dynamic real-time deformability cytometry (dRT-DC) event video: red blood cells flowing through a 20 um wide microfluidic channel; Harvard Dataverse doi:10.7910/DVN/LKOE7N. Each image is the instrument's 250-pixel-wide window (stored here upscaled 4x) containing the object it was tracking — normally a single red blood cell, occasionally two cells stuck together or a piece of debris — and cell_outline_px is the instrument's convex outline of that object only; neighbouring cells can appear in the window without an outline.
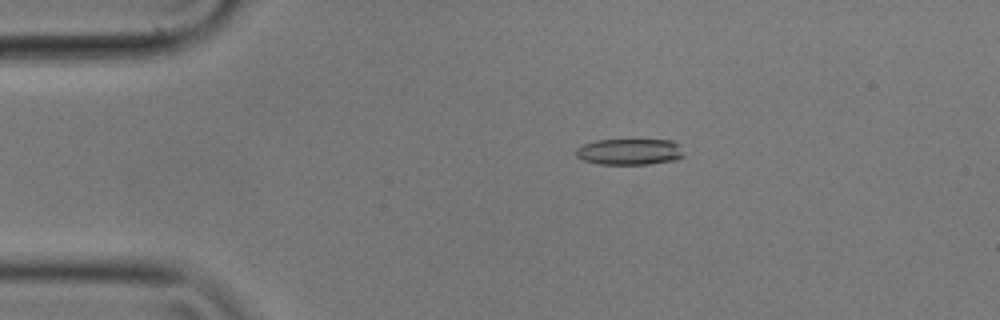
{"species": "common noctule bat (a hibernating species)", "species_latin": "Nyctalus noctula", "temperature_condition": "cold", "stored_images_in_passage": 47, "camera_frame_rate_fps": 3000, "um_per_image_px": 0.085, "animal": {"sex": "male", "body_mass_g": 17.9}, "frame": {"image": 1, "passage_image": 2, "time_ms": 0.333, "image_size_px": [1000, 320], "cell_outline_px": [[684, 156], [676, 160], [648, 164], [600, 164], [584, 160], [576, 156], [576, 148], [584, 144], [596, 140], [672, 140], [676, 144]], "centroid_in_image_um": [53.48, 12.9], "position_along_channel_um": 31.5, "area_um2": 16.24}}
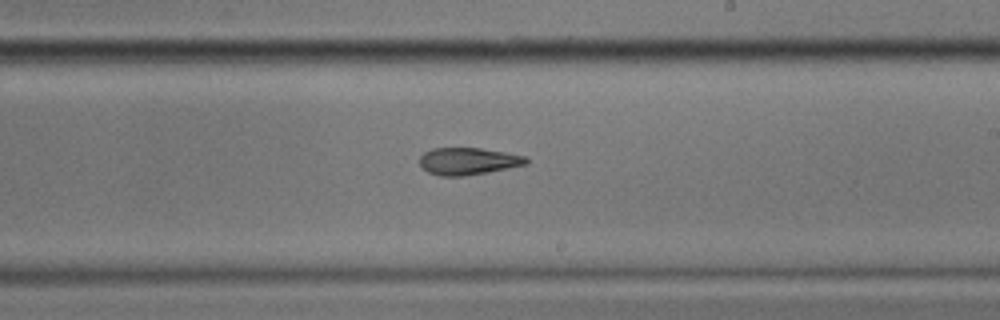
{"frame": {"image": 2, "passage_image": 24, "time_ms": 7.667, "image_size_px": [1000, 320], "cell_outline_px": [[528, 164], [488, 172], [464, 176], [440, 176], [428, 172], [420, 164], [420, 156], [424, 152], [432, 148], [480, 148], [528, 156]], "centroid_in_image_um": [39.81, 13.7], "position_along_channel_um": 249.2, "area_um2": 16.88}}
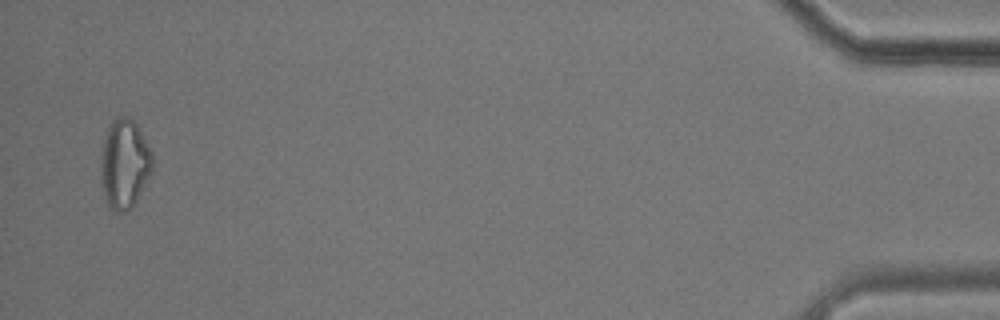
{"frame": {"image": 3, "passage_image": 46, "time_ms": 15.0, "image_size_px": [1000, 320], "cell_outline_px": [[152, 172], [132, 208], [124, 212], [116, 212], [108, 204], [100, 180], [100, 160], [104, 140], [108, 124], [112, 120], [120, 116], [128, 116], [136, 124], [152, 152]], "centroid_in_image_um": [10.57, 13.92], "position_along_channel_um": 424.6, "area_um2": 26.88}, "authors_computed_cell_mechanics": {"area_um2": 17.9758, "velocity_mm_per_s": 3.5568, "shape_relaxation_time_tau1_ms": null, "shape_relaxation_time_tau2_ms": 9.1148, "deformation_change_tau1": null, "deformation_change_tau2": 0.1757}}